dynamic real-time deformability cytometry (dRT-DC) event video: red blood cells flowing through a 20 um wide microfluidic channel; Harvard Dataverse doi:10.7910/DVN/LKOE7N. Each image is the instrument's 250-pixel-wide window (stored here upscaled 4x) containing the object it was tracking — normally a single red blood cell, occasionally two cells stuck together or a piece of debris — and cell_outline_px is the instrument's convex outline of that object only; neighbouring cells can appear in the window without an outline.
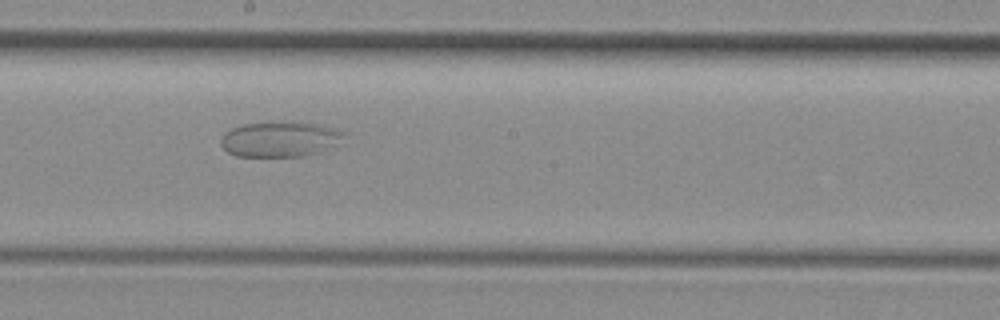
{"species": "common noctule bat (a hibernating species)", "species_latin": "Nyctalus noctula", "temperature_condition": "room temperature", "stored_images_in_passage": 8, "camera_frame_rate_fps": 3000, "um_per_image_px": 0.085, "animal": {"sex": "female", "body_mass_g": 29.2, "forearm_length_mm": 56.3}, "frame": {"image": 1, "passage_image": 8, "time_ms": 2.333, "image_size_px": [1000, 320], "cell_outline_px": [[348, 132], [344, 136], [320, 152], [308, 156], [236, 156], [228, 152], [220, 144], [220, 140], [224, 132], [232, 128], [244, 124], [324, 124]], "centroid_in_image_um": [23.77, 11.86], "position_along_channel_um": 224.4, "area_um2": 24.57}}